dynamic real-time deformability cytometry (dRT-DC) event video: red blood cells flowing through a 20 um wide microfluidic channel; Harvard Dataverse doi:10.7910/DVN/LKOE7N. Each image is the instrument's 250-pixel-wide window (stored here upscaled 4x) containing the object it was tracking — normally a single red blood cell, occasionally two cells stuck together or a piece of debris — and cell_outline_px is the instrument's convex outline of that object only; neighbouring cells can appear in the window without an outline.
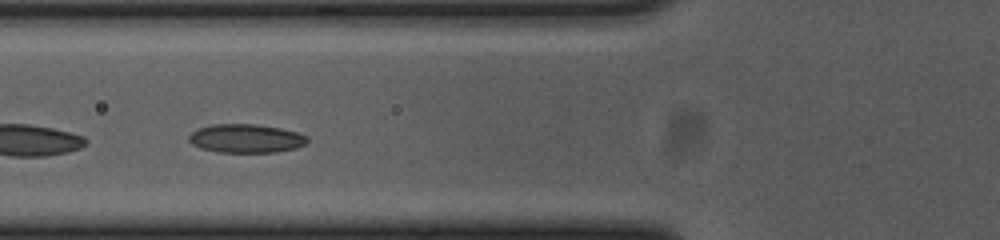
{"species": "common noctule bat (a hibernating species)", "species_latin": "Nyctalus noctula", "temperature_condition": "cold", "stored_images_in_passage": 41, "camera_frame_rate_fps": 3000, "um_per_image_px": 0.085, "animal": {"sex": "female", "body_mass_g": 23.0, "forearm_length_mm": 53.4}, "frame": {"image": 1, "passage_image": 14, "time_ms": 4.333, "image_size_px": [1000, 240], "cell_outline_px": [[308, 140], [304, 144], [296, 148], [276, 152], [216, 152], [200, 148], [192, 144], [188, 140], [188, 136], [196, 128], [212, 124], [256, 124], [280, 128], [296, 132], [308, 136]], "centroid_in_image_um": [20.87, 11.76], "position_along_channel_um": 104.9, "area_um2": 19.88}}
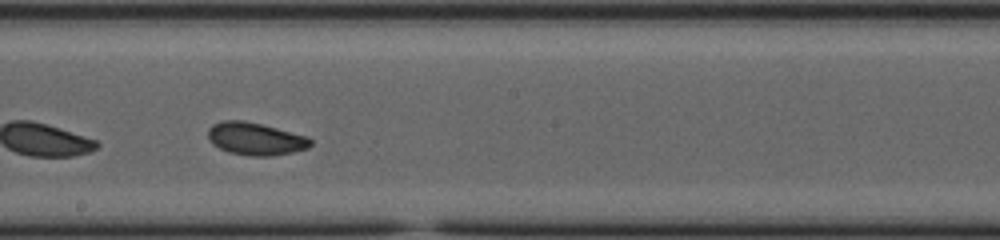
{"frame": {"image": 2, "passage_image": 24, "time_ms": 7.667, "image_size_px": [1000, 240], "cell_outline_px": [[312, 144], [308, 148], [292, 152], [272, 156], [252, 156], [228, 152], [212, 144], [208, 140], [208, 128], [212, 124], [224, 120], [244, 120], [308, 136], [312, 140]], "centroid_in_image_um": [21.7, 11.8], "position_along_channel_um": 226.5, "area_um2": 19.54}}
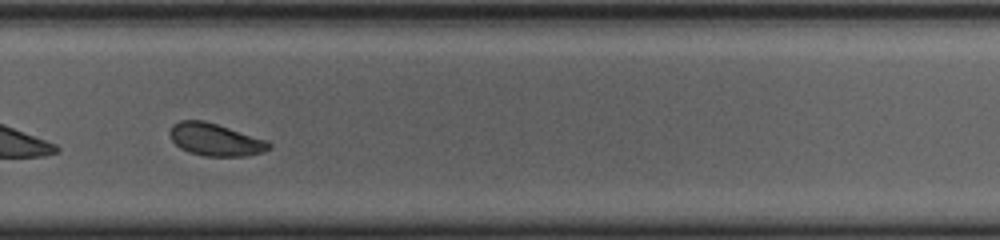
{"frame": {"image": 3, "passage_image": 31, "time_ms": 10.0, "image_size_px": [1000, 240], "cell_outline_px": [[272, 148], [264, 152], [248, 156], [204, 156], [188, 152], [180, 148], [172, 140], [168, 132], [172, 124], [180, 120], [204, 120], [268, 140], [272, 144]], "centroid_in_image_um": [18.32, 11.87], "position_along_channel_um": 311.5, "area_um2": 19.02}, "authors_computed_cell_mechanics": {"area_um2": 19.5364, "velocity_mm_per_s": 3.6492, "shape_relaxation_time_tau1_ms": null, "shape_relaxation_time_tau2_ms": 4.0238, "deformation_change_tau1": null, "deformation_change_tau2": 0.0855}}